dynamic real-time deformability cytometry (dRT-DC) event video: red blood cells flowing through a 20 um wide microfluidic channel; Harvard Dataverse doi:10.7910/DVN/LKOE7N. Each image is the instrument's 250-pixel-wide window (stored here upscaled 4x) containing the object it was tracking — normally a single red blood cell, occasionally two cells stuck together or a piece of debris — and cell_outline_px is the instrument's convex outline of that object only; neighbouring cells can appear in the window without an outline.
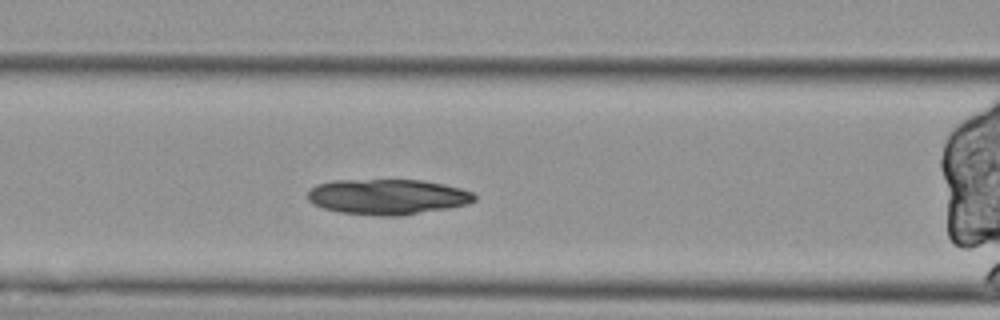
{"species": "Egyptian fruit bat (a non-hibernating species)", "species_latin": "Rousettus aegyptiacus", "temperature_condition": "cold", "stored_images_in_passage": 44, "camera_frame_rate_fps": 3000, "um_per_image_px": 0.085, "animal": {"sex": "female"}, "frame": {"image": 1, "passage_image": 8, "time_ms": 2.333, "image_size_px": [1000, 320], "cell_outline_px": [[476, 200], [468, 204], [448, 208], [400, 216], [380, 216], [340, 212], [324, 208], [312, 204], [308, 200], [308, 188], [316, 184], [332, 180], [420, 180], [444, 184], [460, 188], [472, 192], [476, 196]], "centroid_in_image_um": [32.91, 16.72], "position_along_channel_um": 133.7, "area_um2": 34.62}}
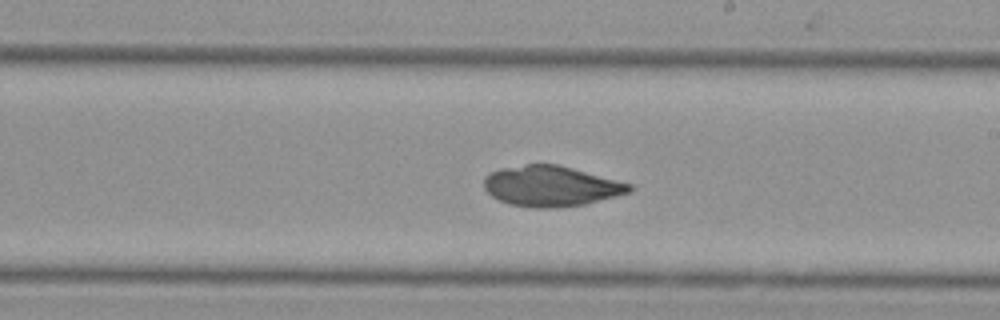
{"frame": {"image": 2, "passage_image": 18, "time_ms": 5.667, "image_size_px": [1000, 320], "cell_outline_px": [[636, 188], [632, 192], [584, 204], [552, 208], [532, 208], [508, 204], [492, 196], [484, 188], [484, 176], [500, 168], [524, 164], [556, 164], [572, 168], [632, 184]], "centroid_in_image_um": [46.84, 15.82], "position_along_channel_um": 242.2, "area_um2": 34.33}}
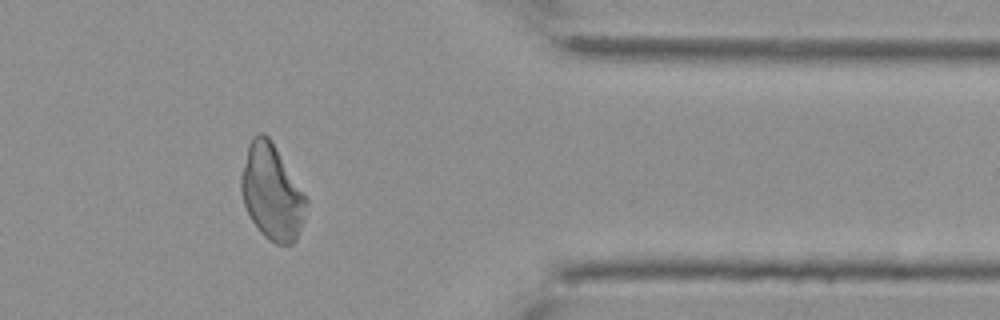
{"frame": {"image": 3, "passage_image": 33, "time_ms": 10.667, "image_size_px": [1000, 320], "cell_outline_px": [[308, 204], [304, 220], [296, 240], [292, 244], [276, 244], [268, 240], [260, 232], [252, 220], [244, 204], [240, 188], [240, 176], [248, 144], [252, 136], [260, 132], [264, 132], [272, 140], [308, 196]], "centroid_in_image_um": [23.13, 16.31], "position_along_channel_um": 388.3, "area_um2": 36.82}}